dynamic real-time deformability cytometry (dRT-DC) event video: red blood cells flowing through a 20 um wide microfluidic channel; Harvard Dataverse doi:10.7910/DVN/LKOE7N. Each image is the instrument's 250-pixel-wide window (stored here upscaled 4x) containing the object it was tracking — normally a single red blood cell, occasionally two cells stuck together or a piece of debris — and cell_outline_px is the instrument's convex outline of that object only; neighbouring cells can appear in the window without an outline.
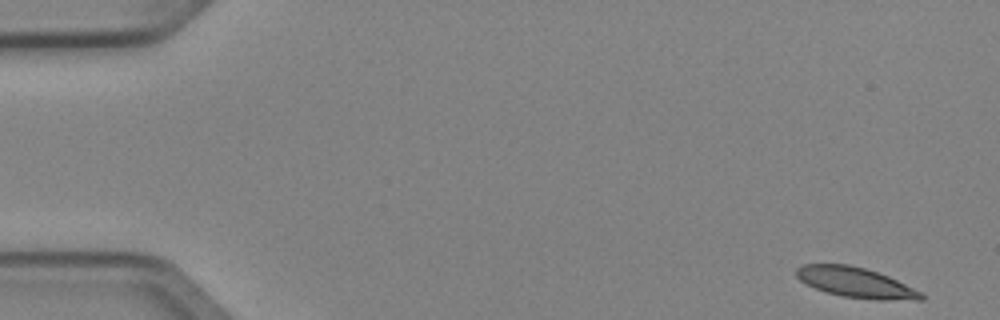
{"species": "Egyptian fruit bat (a non-hibernating species)", "species_latin": "Rousettus aegyptiacus", "temperature_condition": "cold", "stored_images_in_passage": 50, "camera_frame_rate_fps": 3000, "um_per_image_px": 0.085, "animal": {"sex": "female"}, "frame": {"image": 1, "passage_image": 1, "time_ms": 0.0, "image_size_px": [1000, 320], "cell_outline_px": [[924, 300], [876, 300], [840, 296], [816, 288], [800, 280], [796, 276], [796, 268], [804, 264], [848, 264], [864, 268], [888, 276], [920, 292], [924, 296]], "centroid_in_image_um": [72.72, 24.02], "position_along_channel_um": 12.3, "area_um2": 21.68}}
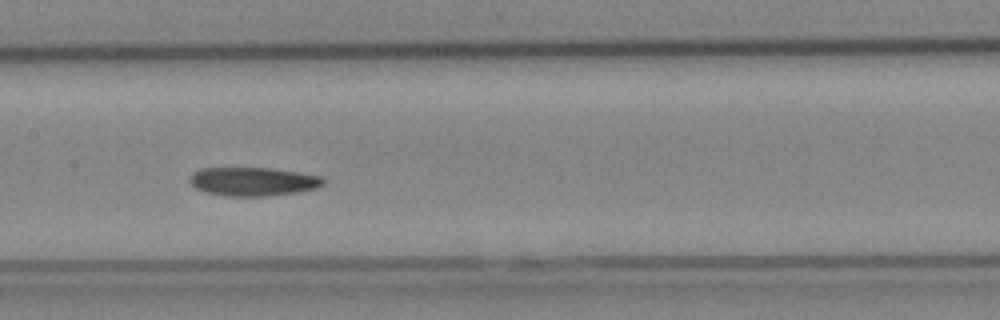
{"frame": {"image": 2, "passage_image": 24, "time_ms": 7.667, "image_size_px": [1000, 320], "cell_outline_px": [[324, 184], [316, 188], [296, 192], [264, 196], [224, 196], [204, 192], [196, 188], [188, 180], [188, 176], [192, 172], [200, 168], [272, 168], [320, 176], [324, 180]], "centroid_in_image_um": [21.44, 15.43], "position_along_channel_um": 186.0, "area_um2": 22.31}}
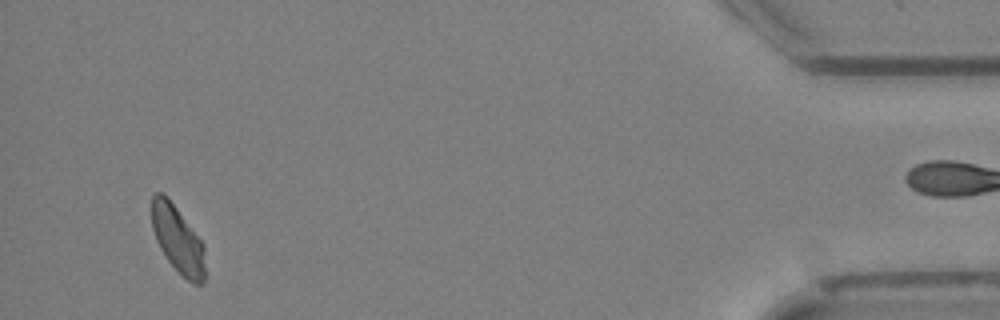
{"frame": {"image": 3, "passage_image": 47, "time_ms": 15.333, "image_size_px": [1000, 320], "cell_outline_px": [[204, 280], [200, 284], [192, 284], [168, 260], [160, 248], [156, 240], [152, 228], [152, 196], [156, 192], [160, 192], [168, 196], [204, 244]], "centroid_in_image_um": [15.1, 20.31], "position_along_channel_um": 420.1, "area_um2": 20.63}}